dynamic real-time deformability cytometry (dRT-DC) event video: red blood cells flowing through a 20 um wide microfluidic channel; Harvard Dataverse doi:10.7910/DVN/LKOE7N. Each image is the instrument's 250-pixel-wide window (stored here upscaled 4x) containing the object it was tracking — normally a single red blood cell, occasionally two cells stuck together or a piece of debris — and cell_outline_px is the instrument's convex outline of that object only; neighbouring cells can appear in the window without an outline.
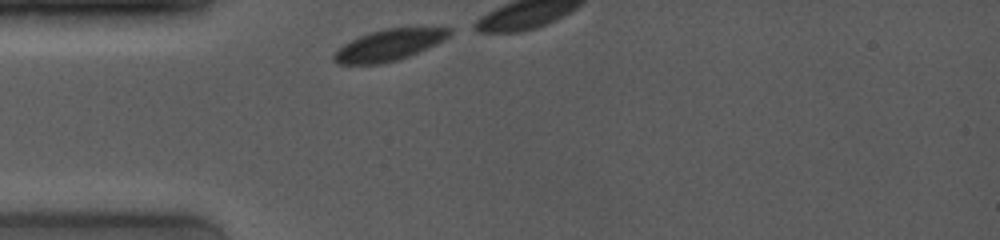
{"species": "common noctule bat (a hibernating species)", "species_latin": "Nyctalus noctula", "temperature_condition": "room temperature", "stored_images_in_passage": 7, "camera_frame_rate_fps": 4000, "um_per_image_px": 0.085, "animal": {"sex": "female", "body_mass_g": 19.0, "forearm_length_mm": 53.3}, "frame": {"image": 1, "passage_image": 1, "time_ms": 0.0, "image_size_px": [1000, 240], "cell_outline_px": [[452, 32], [444, 40], [436, 44], [408, 56], [396, 60], [380, 64], [336, 64], [332, 60], [332, 56], [344, 44], [360, 36], [384, 28], [452, 28]], "centroid_in_image_um": [33.04, 3.84], "position_along_channel_um": 52.0, "area_um2": 20.69}}